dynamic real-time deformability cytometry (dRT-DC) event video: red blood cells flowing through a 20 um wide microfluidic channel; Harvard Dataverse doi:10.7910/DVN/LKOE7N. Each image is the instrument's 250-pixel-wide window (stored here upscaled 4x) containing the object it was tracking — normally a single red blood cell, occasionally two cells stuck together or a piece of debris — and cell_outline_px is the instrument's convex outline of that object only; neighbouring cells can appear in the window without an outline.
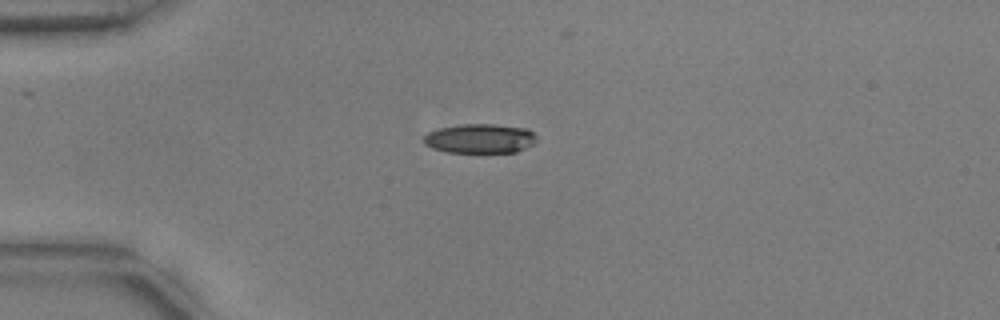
{"species": "common noctule bat (a hibernating species)", "species_latin": "Nyctalus noctula", "temperature_condition": "warm", "stored_images_in_passage": 37, "camera_frame_rate_fps": 3000, "um_per_image_px": 0.085, "animal": {"sex": "male", "body_mass_g": 17.9, "forearm_length_mm": 54.2}, "frame": {"image": 1, "passage_image": 1, "time_ms": 0.0, "image_size_px": [1000, 320], "cell_outline_px": [[536, 140], [532, 144], [516, 152], [448, 152], [432, 148], [424, 144], [424, 136], [428, 132], [440, 128], [464, 124], [492, 124], [528, 128], [536, 136]], "centroid_in_image_um": [40.79, 11.77], "position_along_channel_um": 44.2, "area_um2": 19.19}}
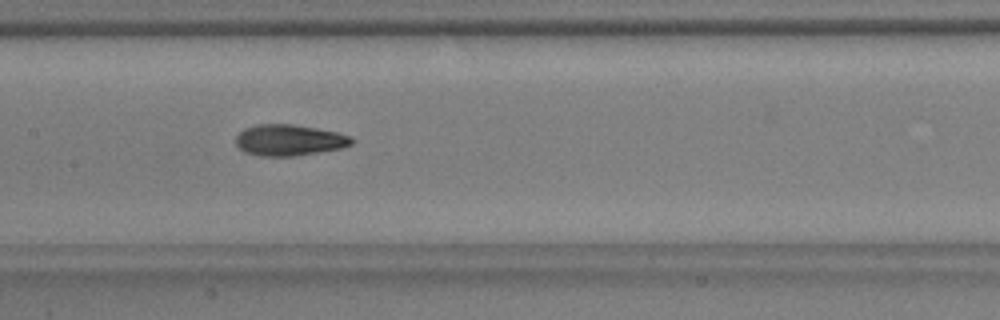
{"frame": {"image": 2, "passage_image": 14, "time_ms": 4.333, "image_size_px": [1000, 320], "cell_outline_px": [[352, 144], [340, 148], [296, 156], [260, 156], [244, 152], [236, 144], [236, 136], [244, 128], [256, 124], [292, 124], [316, 128], [336, 132], [352, 136]], "centroid_in_image_um": [24.55, 11.91], "position_along_channel_um": 182.8, "area_um2": 20.98}}
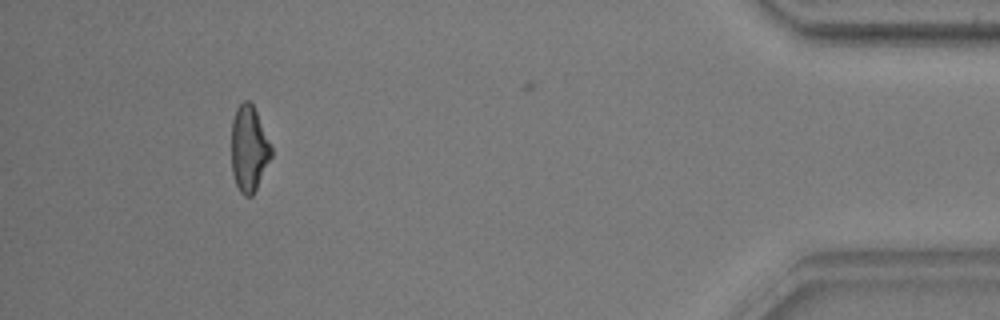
{"frame": {"image": 3, "passage_image": 37, "time_ms": 12.0, "image_size_px": [1000, 320], "cell_outline_px": [[272, 156], [252, 196], [244, 196], [240, 192], [236, 184], [232, 172], [232, 120], [236, 108], [244, 100], [248, 100], [252, 104], [256, 112], [272, 148]], "centroid_in_image_um": [21.15, 12.64], "position_along_channel_um": 414.0, "area_um2": 19.65}, "authors_computed_cell_mechanics": {"area_um2": 20.519, "velocity_mm_per_s": 3.7617, "shape_relaxation_time_tau1_ms": 6.1196, "shape_relaxation_time_tau2_ms": 2.8709, "deformation_change_tau1": 0.1793, "deformation_change_tau2": 0.1074}}